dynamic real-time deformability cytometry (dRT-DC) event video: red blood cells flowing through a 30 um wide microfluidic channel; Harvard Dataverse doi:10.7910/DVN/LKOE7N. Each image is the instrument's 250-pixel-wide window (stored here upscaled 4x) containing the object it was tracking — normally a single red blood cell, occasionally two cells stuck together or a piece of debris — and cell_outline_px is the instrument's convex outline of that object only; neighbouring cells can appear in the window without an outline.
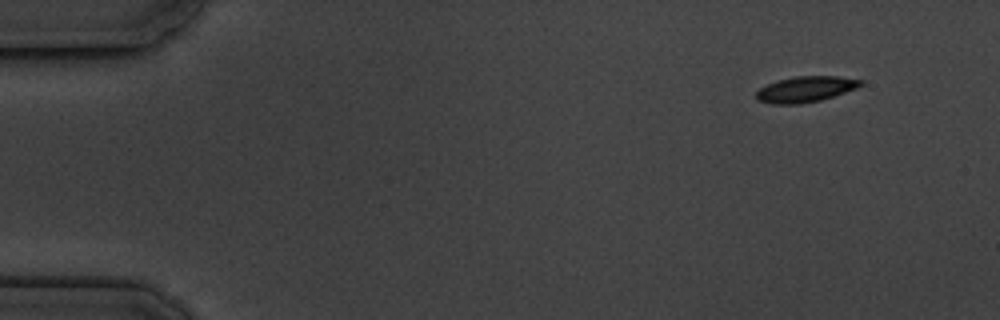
{"species": "common noctule bat (a hibernating species)", "species_latin": "Nyctalus noctula", "temperature_condition": "cold", "stored_images_in_passage": 5, "segment_of_instrument_passage": [2, 2], "camera_frame_rate_fps": 3000, "um_per_image_px": 0.085, "animal": {"sex": "male", "body_mass_g": 19.5, "forearm_length_mm": 54.6}, "frame": {"image": 1, "passage_image": 5, "time_ms": 6.667, "image_size_px": [1000, 320], "cell_outline_px": [[864, 84], [856, 88], [820, 100], [800, 104], [772, 104], [756, 100], [756, 92], [760, 88], [776, 80], [796, 76], [836, 76], [864, 80]], "centroid_in_image_um": [68.45, 7.58], "position_along_channel_um": 16.5, "area_um2": 15.66}}